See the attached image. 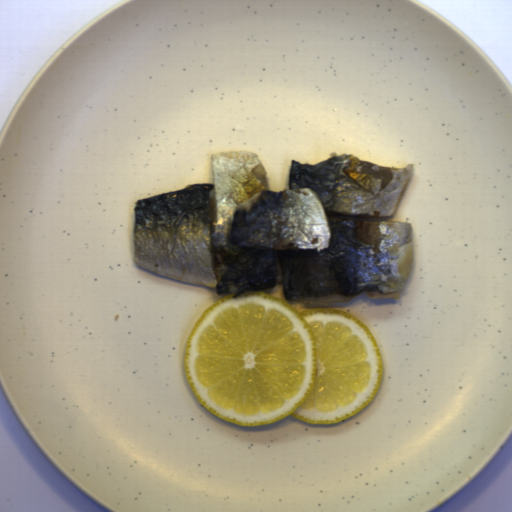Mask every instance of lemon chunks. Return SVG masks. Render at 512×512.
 Instances as JSON below:
<instances>
[{
  "instance_id": "e0be4373",
  "label": "lemon chunks",
  "mask_w": 512,
  "mask_h": 512,
  "mask_svg": "<svg viewBox=\"0 0 512 512\" xmlns=\"http://www.w3.org/2000/svg\"><path fill=\"white\" fill-rule=\"evenodd\" d=\"M183 363L201 406L247 427L289 416L341 423L370 404L384 374L364 322L329 308L299 312L265 292L231 294L206 308Z\"/></svg>"
}]
</instances>
